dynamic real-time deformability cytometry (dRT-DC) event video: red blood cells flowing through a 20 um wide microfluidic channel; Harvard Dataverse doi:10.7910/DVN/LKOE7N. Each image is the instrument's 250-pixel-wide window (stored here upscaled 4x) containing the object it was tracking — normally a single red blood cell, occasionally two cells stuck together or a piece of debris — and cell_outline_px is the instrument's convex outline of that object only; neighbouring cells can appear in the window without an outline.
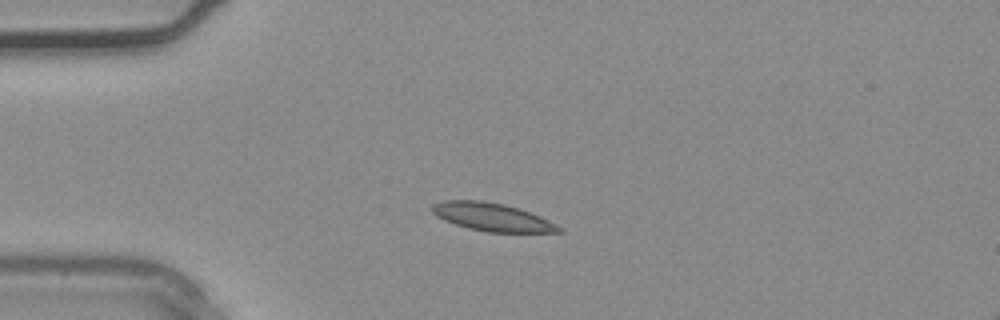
{"species": "common noctule bat (a hibernating species)", "species_latin": "Nyctalus noctula", "temperature_condition": "warm", "stored_images_in_passage": 3, "camera_frame_rate_fps": 3000, "um_per_image_px": 0.085, "animal": {"sex": "male", "body_mass_g": 20.4}, "frame": {"image": 1, "passage_image": 2, "time_ms": 0.333, "image_size_px": [1000, 320], "cell_outline_px": [[564, 232], [488, 232], [468, 228], [444, 220], [436, 216], [432, 212], [432, 204], [444, 200], [484, 200], [504, 204], [520, 208], [540, 216], [564, 228]], "centroid_in_image_um": [41.84, 18.44], "position_along_channel_um": 43.2, "area_um2": 20.81}}
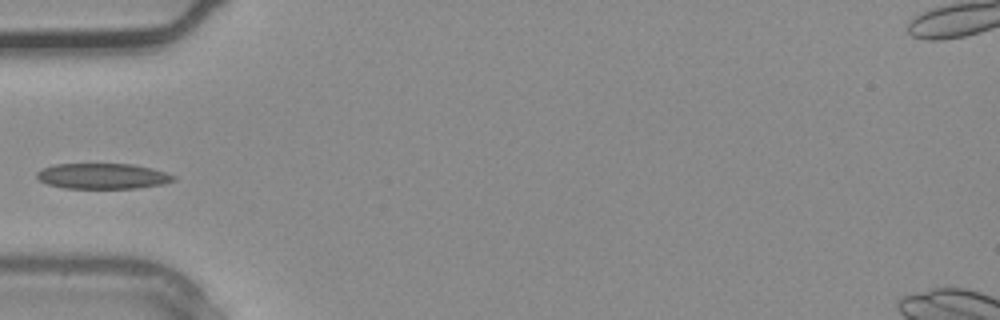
{"frame": {"image": 2, "passage_image": 3, "time_ms": 0.667, "image_size_px": [1000, 320], "cell_outline_px": [[176, 180], [164, 184], [136, 188], [64, 188], [48, 184], [40, 180], [36, 176], [36, 172], [44, 168], [56, 164], [132, 164], [152, 168], [176, 176]], "centroid_in_image_um": [8.75, 14.97], "position_along_channel_um": 76.2, "area_um2": 20.29}}